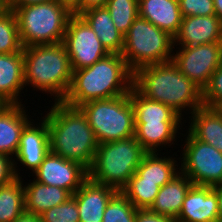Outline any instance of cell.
I'll list each match as a JSON object with an SVG mask.
<instances>
[{
  "label": "cell",
  "instance_id": "1",
  "mask_svg": "<svg viewBox=\"0 0 222 222\" xmlns=\"http://www.w3.org/2000/svg\"><path fill=\"white\" fill-rule=\"evenodd\" d=\"M133 87L145 98L167 105L182 119L183 113L192 114L204 106L203 90L184 76L172 60L137 69Z\"/></svg>",
  "mask_w": 222,
  "mask_h": 222
},
{
  "label": "cell",
  "instance_id": "2",
  "mask_svg": "<svg viewBox=\"0 0 222 222\" xmlns=\"http://www.w3.org/2000/svg\"><path fill=\"white\" fill-rule=\"evenodd\" d=\"M52 104L44 116L49 131L50 152L89 170L99 143L85 114L79 107L63 101Z\"/></svg>",
  "mask_w": 222,
  "mask_h": 222
},
{
  "label": "cell",
  "instance_id": "3",
  "mask_svg": "<svg viewBox=\"0 0 222 222\" xmlns=\"http://www.w3.org/2000/svg\"><path fill=\"white\" fill-rule=\"evenodd\" d=\"M134 72L121 54L109 53L92 66L74 70L63 102L79 107L93 100L111 99L129 94Z\"/></svg>",
  "mask_w": 222,
  "mask_h": 222
},
{
  "label": "cell",
  "instance_id": "4",
  "mask_svg": "<svg viewBox=\"0 0 222 222\" xmlns=\"http://www.w3.org/2000/svg\"><path fill=\"white\" fill-rule=\"evenodd\" d=\"M23 56L25 87L30 86L37 92L49 94L55 98L54 102L63 101L73 74L63 43L25 47Z\"/></svg>",
  "mask_w": 222,
  "mask_h": 222
},
{
  "label": "cell",
  "instance_id": "5",
  "mask_svg": "<svg viewBox=\"0 0 222 222\" xmlns=\"http://www.w3.org/2000/svg\"><path fill=\"white\" fill-rule=\"evenodd\" d=\"M147 152L135 137L99 143L88 178L121 191Z\"/></svg>",
  "mask_w": 222,
  "mask_h": 222
},
{
  "label": "cell",
  "instance_id": "6",
  "mask_svg": "<svg viewBox=\"0 0 222 222\" xmlns=\"http://www.w3.org/2000/svg\"><path fill=\"white\" fill-rule=\"evenodd\" d=\"M9 9L16 14L23 48L61 43L72 16L58 1Z\"/></svg>",
  "mask_w": 222,
  "mask_h": 222
},
{
  "label": "cell",
  "instance_id": "7",
  "mask_svg": "<svg viewBox=\"0 0 222 222\" xmlns=\"http://www.w3.org/2000/svg\"><path fill=\"white\" fill-rule=\"evenodd\" d=\"M173 49L172 36L138 15L124 35L121 55L135 72L143 66L171 61Z\"/></svg>",
  "mask_w": 222,
  "mask_h": 222
},
{
  "label": "cell",
  "instance_id": "8",
  "mask_svg": "<svg viewBox=\"0 0 222 222\" xmlns=\"http://www.w3.org/2000/svg\"><path fill=\"white\" fill-rule=\"evenodd\" d=\"M79 108L85 114L98 143L135 135L134 109L129 94L89 101Z\"/></svg>",
  "mask_w": 222,
  "mask_h": 222
},
{
  "label": "cell",
  "instance_id": "9",
  "mask_svg": "<svg viewBox=\"0 0 222 222\" xmlns=\"http://www.w3.org/2000/svg\"><path fill=\"white\" fill-rule=\"evenodd\" d=\"M182 156L180 172L194 185L215 186L222 183V153L215 147L197 140L189 131Z\"/></svg>",
  "mask_w": 222,
  "mask_h": 222
},
{
  "label": "cell",
  "instance_id": "10",
  "mask_svg": "<svg viewBox=\"0 0 222 222\" xmlns=\"http://www.w3.org/2000/svg\"><path fill=\"white\" fill-rule=\"evenodd\" d=\"M62 43L70 58L72 71L92 66L109 54L80 15L69 18Z\"/></svg>",
  "mask_w": 222,
  "mask_h": 222
},
{
  "label": "cell",
  "instance_id": "11",
  "mask_svg": "<svg viewBox=\"0 0 222 222\" xmlns=\"http://www.w3.org/2000/svg\"><path fill=\"white\" fill-rule=\"evenodd\" d=\"M172 61L180 72L202 90L222 63V42L198 46H179Z\"/></svg>",
  "mask_w": 222,
  "mask_h": 222
},
{
  "label": "cell",
  "instance_id": "12",
  "mask_svg": "<svg viewBox=\"0 0 222 222\" xmlns=\"http://www.w3.org/2000/svg\"><path fill=\"white\" fill-rule=\"evenodd\" d=\"M33 174L35 181L60 187L71 195L88 179V170L84 166L50 151Z\"/></svg>",
  "mask_w": 222,
  "mask_h": 222
},
{
  "label": "cell",
  "instance_id": "13",
  "mask_svg": "<svg viewBox=\"0 0 222 222\" xmlns=\"http://www.w3.org/2000/svg\"><path fill=\"white\" fill-rule=\"evenodd\" d=\"M42 118L39 120L41 124L30 121L21 133L19 148L13 159L16 177H21L16 169L18 161L21 163L19 166H24L33 173L50 151L48 125L46 119Z\"/></svg>",
  "mask_w": 222,
  "mask_h": 222
},
{
  "label": "cell",
  "instance_id": "14",
  "mask_svg": "<svg viewBox=\"0 0 222 222\" xmlns=\"http://www.w3.org/2000/svg\"><path fill=\"white\" fill-rule=\"evenodd\" d=\"M222 42V22L217 15L182 17L173 46H198ZM177 43V44H176Z\"/></svg>",
  "mask_w": 222,
  "mask_h": 222
},
{
  "label": "cell",
  "instance_id": "15",
  "mask_svg": "<svg viewBox=\"0 0 222 222\" xmlns=\"http://www.w3.org/2000/svg\"><path fill=\"white\" fill-rule=\"evenodd\" d=\"M218 197L212 186L193 185L176 222H218Z\"/></svg>",
  "mask_w": 222,
  "mask_h": 222
},
{
  "label": "cell",
  "instance_id": "16",
  "mask_svg": "<svg viewBox=\"0 0 222 222\" xmlns=\"http://www.w3.org/2000/svg\"><path fill=\"white\" fill-rule=\"evenodd\" d=\"M116 192L114 188L95 183L88 178L73 194L80 222H102L104 210Z\"/></svg>",
  "mask_w": 222,
  "mask_h": 222
},
{
  "label": "cell",
  "instance_id": "17",
  "mask_svg": "<svg viewBox=\"0 0 222 222\" xmlns=\"http://www.w3.org/2000/svg\"><path fill=\"white\" fill-rule=\"evenodd\" d=\"M25 109V104H3L0 107V154L12 159L18 151L23 129L33 120Z\"/></svg>",
  "mask_w": 222,
  "mask_h": 222
},
{
  "label": "cell",
  "instance_id": "18",
  "mask_svg": "<svg viewBox=\"0 0 222 222\" xmlns=\"http://www.w3.org/2000/svg\"><path fill=\"white\" fill-rule=\"evenodd\" d=\"M25 87L23 51L0 54V101L3 104H21Z\"/></svg>",
  "mask_w": 222,
  "mask_h": 222
},
{
  "label": "cell",
  "instance_id": "19",
  "mask_svg": "<svg viewBox=\"0 0 222 222\" xmlns=\"http://www.w3.org/2000/svg\"><path fill=\"white\" fill-rule=\"evenodd\" d=\"M138 14L173 38L181 26L179 0H138Z\"/></svg>",
  "mask_w": 222,
  "mask_h": 222
},
{
  "label": "cell",
  "instance_id": "20",
  "mask_svg": "<svg viewBox=\"0 0 222 222\" xmlns=\"http://www.w3.org/2000/svg\"><path fill=\"white\" fill-rule=\"evenodd\" d=\"M188 131L222 153V111L202 106L189 116Z\"/></svg>",
  "mask_w": 222,
  "mask_h": 222
},
{
  "label": "cell",
  "instance_id": "21",
  "mask_svg": "<svg viewBox=\"0 0 222 222\" xmlns=\"http://www.w3.org/2000/svg\"><path fill=\"white\" fill-rule=\"evenodd\" d=\"M80 16L89 24L109 53L121 54L124 35L116 28L105 6L88 9Z\"/></svg>",
  "mask_w": 222,
  "mask_h": 222
},
{
  "label": "cell",
  "instance_id": "22",
  "mask_svg": "<svg viewBox=\"0 0 222 222\" xmlns=\"http://www.w3.org/2000/svg\"><path fill=\"white\" fill-rule=\"evenodd\" d=\"M193 185L192 181L180 172L170 182L160 187L150 210L159 215L176 219L185 197Z\"/></svg>",
  "mask_w": 222,
  "mask_h": 222
},
{
  "label": "cell",
  "instance_id": "23",
  "mask_svg": "<svg viewBox=\"0 0 222 222\" xmlns=\"http://www.w3.org/2000/svg\"><path fill=\"white\" fill-rule=\"evenodd\" d=\"M24 187L25 211L41 215L46 210L64 203L72 195L65 189L32 180Z\"/></svg>",
  "mask_w": 222,
  "mask_h": 222
},
{
  "label": "cell",
  "instance_id": "24",
  "mask_svg": "<svg viewBox=\"0 0 222 222\" xmlns=\"http://www.w3.org/2000/svg\"><path fill=\"white\" fill-rule=\"evenodd\" d=\"M180 125L183 127L182 123H135L134 137L147 153L160 152V146L176 143Z\"/></svg>",
  "mask_w": 222,
  "mask_h": 222
},
{
  "label": "cell",
  "instance_id": "25",
  "mask_svg": "<svg viewBox=\"0 0 222 222\" xmlns=\"http://www.w3.org/2000/svg\"><path fill=\"white\" fill-rule=\"evenodd\" d=\"M134 109L135 123H183L176 112L167 105L142 96L134 87L129 92Z\"/></svg>",
  "mask_w": 222,
  "mask_h": 222
},
{
  "label": "cell",
  "instance_id": "26",
  "mask_svg": "<svg viewBox=\"0 0 222 222\" xmlns=\"http://www.w3.org/2000/svg\"><path fill=\"white\" fill-rule=\"evenodd\" d=\"M158 153H146L136 173L144 180L157 181L158 186L162 187L180 173V167L178 168L180 164H176L175 157L162 156Z\"/></svg>",
  "mask_w": 222,
  "mask_h": 222
},
{
  "label": "cell",
  "instance_id": "27",
  "mask_svg": "<svg viewBox=\"0 0 222 222\" xmlns=\"http://www.w3.org/2000/svg\"><path fill=\"white\" fill-rule=\"evenodd\" d=\"M22 177L0 185V222H12L25 211Z\"/></svg>",
  "mask_w": 222,
  "mask_h": 222
},
{
  "label": "cell",
  "instance_id": "28",
  "mask_svg": "<svg viewBox=\"0 0 222 222\" xmlns=\"http://www.w3.org/2000/svg\"><path fill=\"white\" fill-rule=\"evenodd\" d=\"M159 189L157 181L144 180L135 172L121 191L136 209H150Z\"/></svg>",
  "mask_w": 222,
  "mask_h": 222
},
{
  "label": "cell",
  "instance_id": "29",
  "mask_svg": "<svg viewBox=\"0 0 222 222\" xmlns=\"http://www.w3.org/2000/svg\"><path fill=\"white\" fill-rule=\"evenodd\" d=\"M23 51L18 21L14 11L7 8L0 14V54Z\"/></svg>",
  "mask_w": 222,
  "mask_h": 222
},
{
  "label": "cell",
  "instance_id": "30",
  "mask_svg": "<svg viewBox=\"0 0 222 222\" xmlns=\"http://www.w3.org/2000/svg\"><path fill=\"white\" fill-rule=\"evenodd\" d=\"M105 7L116 28L125 35L138 17V0H108Z\"/></svg>",
  "mask_w": 222,
  "mask_h": 222
},
{
  "label": "cell",
  "instance_id": "31",
  "mask_svg": "<svg viewBox=\"0 0 222 222\" xmlns=\"http://www.w3.org/2000/svg\"><path fill=\"white\" fill-rule=\"evenodd\" d=\"M137 209L122 192L117 191L110 199L102 222H135Z\"/></svg>",
  "mask_w": 222,
  "mask_h": 222
},
{
  "label": "cell",
  "instance_id": "32",
  "mask_svg": "<svg viewBox=\"0 0 222 222\" xmlns=\"http://www.w3.org/2000/svg\"><path fill=\"white\" fill-rule=\"evenodd\" d=\"M39 216L42 222H80L79 210L73 195L64 203L46 210Z\"/></svg>",
  "mask_w": 222,
  "mask_h": 222
},
{
  "label": "cell",
  "instance_id": "33",
  "mask_svg": "<svg viewBox=\"0 0 222 222\" xmlns=\"http://www.w3.org/2000/svg\"><path fill=\"white\" fill-rule=\"evenodd\" d=\"M203 104L215 109L222 107V63L212 74L209 84L203 90Z\"/></svg>",
  "mask_w": 222,
  "mask_h": 222
},
{
  "label": "cell",
  "instance_id": "34",
  "mask_svg": "<svg viewBox=\"0 0 222 222\" xmlns=\"http://www.w3.org/2000/svg\"><path fill=\"white\" fill-rule=\"evenodd\" d=\"M182 17L216 15L213 0H179Z\"/></svg>",
  "mask_w": 222,
  "mask_h": 222
},
{
  "label": "cell",
  "instance_id": "35",
  "mask_svg": "<svg viewBox=\"0 0 222 222\" xmlns=\"http://www.w3.org/2000/svg\"><path fill=\"white\" fill-rule=\"evenodd\" d=\"M15 176L13 159L0 154V185L11 182Z\"/></svg>",
  "mask_w": 222,
  "mask_h": 222
},
{
  "label": "cell",
  "instance_id": "36",
  "mask_svg": "<svg viewBox=\"0 0 222 222\" xmlns=\"http://www.w3.org/2000/svg\"><path fill=\"white\" fill-rule=\"evenodd\" d=\"M135 222H176V219L159 215L150 209H137Z\"/></svg>",
  "mask_w": 222,
  "mask_h": 222
},
{
  "label": "cell",
  "instance_id": "37",
  "mask_svg": "<svg viewBox=\"0 0 222 222\" xmlns=\"http://www.w3.org/2000/svg\"><path fill=\"white\" fill-rule=\"evenodd\" d=\"M61 6L66 8L72 15H80L82 13L83 0H57Z\"/></svg>",
  "mask_w": 222,
  "mask_h": 222
},
{
  "label": "cell",
  "instance_id": "38",
  "mask_svg": "<svg viewBox=\"0 0 222 222\" xmlns=\"http://www.w3.org/2000/svg\"><path fill=\"white\" fill-rule=\"evenodd\" d=\"M57 0H8L7 8H20L29 4L56 2Z\"/></svg>",
  "mask_w": 222,
  "mask_h": 222
},
{
  "label": "cell",
  "instance_id": "39",
  "mask_svg": "<svg viewBox=\"0 0 222 222\" xmlns=\"http://www.w3.org/2000/svg\"><path fill=\"white\" fill-rule=\"evenodd\" d=\"M12 222H42V220L39 215L24 211Z\"/></svg>",
  "mask_w": 222,
  "mask_h": 222
},
{
  "label": "cell",
  "instance_id": "40",
  "mask_svg": "<svg viewBox=\"0 0 222 222\" xmlns=\"http://www.w3.org/2000/svg\"><path fill=\"white\" fill-rule=\"evenodd\" d=\"M108 0H83L82 1V12L95 8L105 6Z\"/></svg>",
  "mask_w": 222,
  "mask_h": 222
},
{
  "label": "cell",
  "instance_id": "41",
  "mask_svg": "<svg viewBox=\"0 0 222 222\" xmlns=\"http://www.w3.org/2000/svg\"><path fill=\"white\" fill-rule=\"evenodd\" d=\"M212 188L216 192L218 197V208H219L218 222H222V183L217 184Z\"/></svg>",
  "mask_w": 222,
  "mask_h": 222
},
{
  "label": "cell",
  "instance_id": "42",
  "mask_svg": "<svg viewBox=\"0 0 222 222\" xmlns=\"http://www.w3.org/2000/svg\"><path fill=\"white\" fill-rule=\"evenodd\" d=\"M213 2H214L215 13L222 22V0H213Z\"/></svg>",
  "mask_w": 222,
  "mask_h": 222
},
{
  "label": "cell",
  "instance_id": "43",
  "mask_svg": "<svg viewBox=\"0 0 222 222\" xmlns=\"http://www.w3.org/2000/svg\"><path fill=\"white\" fill-rule=\"evenodd\" d=\"M7 9V1L0 0V14Z\"/></svg>",
  "mask_w": 222,
  "mask_h": 222
}]
</instances>
